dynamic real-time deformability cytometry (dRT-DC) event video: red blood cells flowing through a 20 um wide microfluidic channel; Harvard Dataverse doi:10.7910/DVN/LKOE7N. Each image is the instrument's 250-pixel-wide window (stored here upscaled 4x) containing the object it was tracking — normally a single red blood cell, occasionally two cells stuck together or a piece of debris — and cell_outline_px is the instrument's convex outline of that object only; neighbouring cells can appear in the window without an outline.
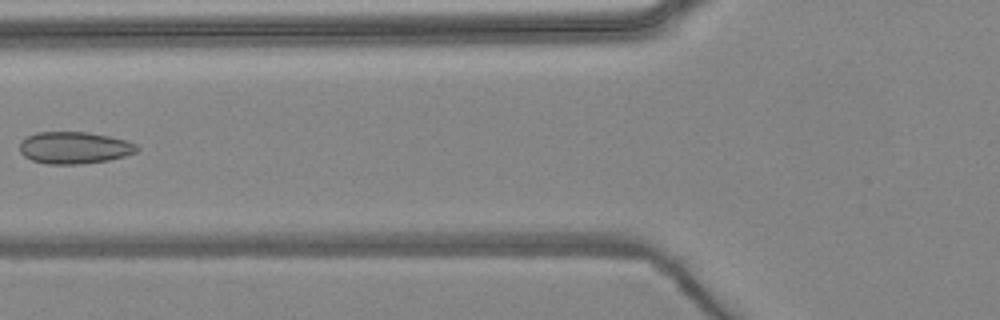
{"species": "common noctule bat (a hibernating species)", "species_latin": "Nyctalus noctula", "temperature_condition": "warm", "stored_images_in_passage": 6, "camera_frame_rate_fps": 3000, "um_per_image_px": 0.085, "animal": {"sex": "female", "body_mass_g": 24.6, "forearm_length_mm": 56.2}, "frame": {"image": 1, "passage_image": 6, "time_ms": 6.0, "image_size_px": [1000, 320], "cell_outline_px": [[140, 148], [136, 152], [124, 156], [108, 160], [80, 164], [48, 164], [32, 160], [24, 156], [20, 152], [20, 140], [36, 132], [88, 132], [128, 140], [136, 144]], "centroid_in_image_um": [6.32, 12.55], "position_along_channel_um": 119.5, "area_um2": 21.91}}